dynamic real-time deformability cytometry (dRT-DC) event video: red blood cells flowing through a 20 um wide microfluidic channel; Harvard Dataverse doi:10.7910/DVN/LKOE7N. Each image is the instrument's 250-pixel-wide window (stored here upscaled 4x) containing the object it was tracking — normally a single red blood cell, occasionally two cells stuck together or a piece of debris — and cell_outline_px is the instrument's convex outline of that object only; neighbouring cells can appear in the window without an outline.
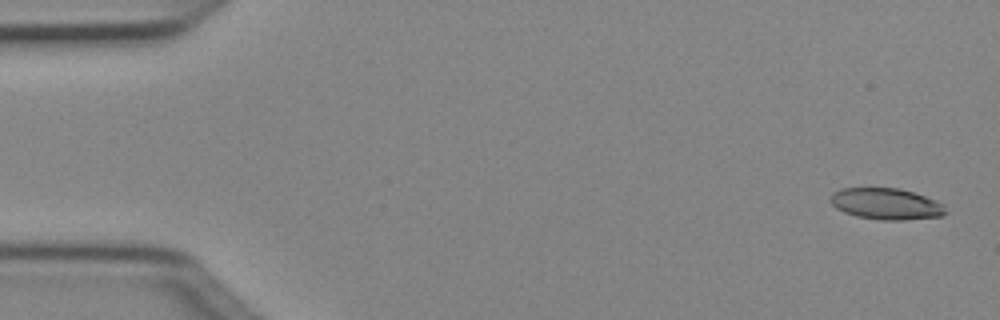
{"species": "Egyptian fruit bat (a non-hibernating species)", "species_latin": "Rousettus aegyptiacus", "temperature_condition": "cold", "stored_images_in_passage": 4, "camera_frame_rate_fps": 3000, "um_per_image_px": 0.085, "animal": {"sex": "female"}, "frame": {"image": 1, "passage_image": 1, "time_ms": 0.0, "image_size_px": [1000, 320], "cell_outline_px": [[948, 212], [944, 216], [904, 220], [880, 220], [856, 216], [844, 212], [836, 208], [828, 200], [832, 192], [840, 188], [900, 188], [936, 200], [944, 204]], "centroid_in_image_um": [75.33, 17.33], "position_along_channel_um": 9.7, "area_um2": 21.33}}
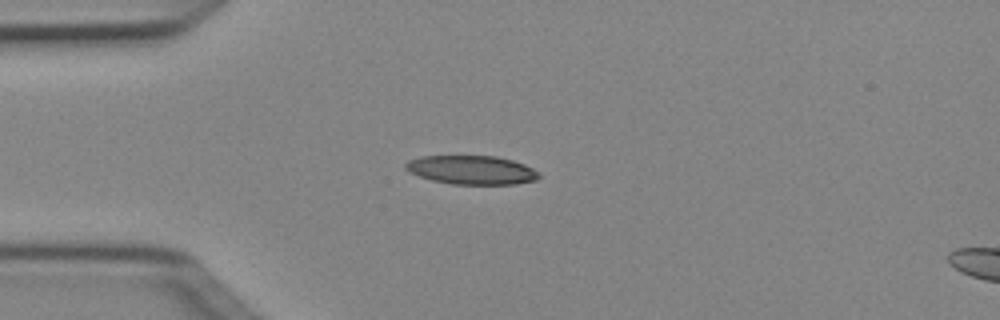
{"frame": {"image": 2, "passage_image": 4, "time_ms": 1.0, "image_size_px": [1000, 320], "cell_outline_px": [[540, 176], [536, 180], [516, 184], [452, 184], [432, 180], [408, 172], [404, 168], [404, 164], [408, 160], [420, 156], [496, 156], [512, 160], [524, 164], [540, 172]], "centroid_in_image_um": [40.08, 14.44], "position_along_channel_um": 44.9, "area_um2": 22.48}}